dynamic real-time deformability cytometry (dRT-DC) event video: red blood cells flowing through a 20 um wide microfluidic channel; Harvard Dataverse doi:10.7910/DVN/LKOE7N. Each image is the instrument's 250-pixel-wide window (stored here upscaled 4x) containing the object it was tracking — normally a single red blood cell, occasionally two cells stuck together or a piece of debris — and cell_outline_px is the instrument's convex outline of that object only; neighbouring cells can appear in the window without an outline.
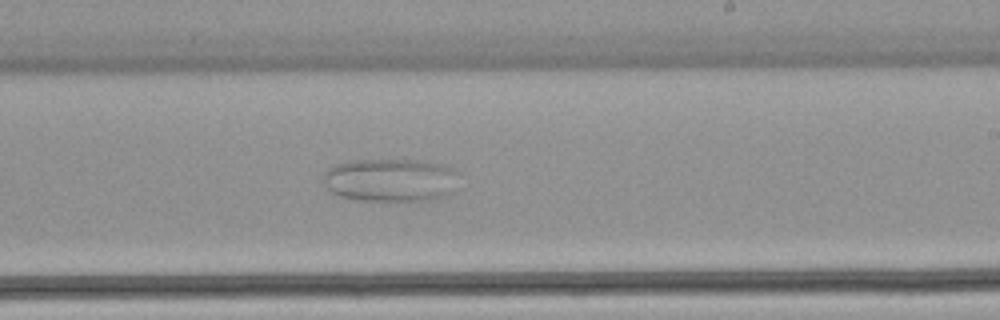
{"species": "common noctule bat (a hibernating species)", "species_latin": "Nyctalus noctula", "temperature_condition": "warm", "stored_images_in_passage": 53, "camera_frame_rate_fps": 3000, "um_per_image_px": 0.085, "animal": {"sex": "female", "body_mass_g": 22.7, "forearm_length_mm": 54.2}, "frame": {"image": 1, "passage_image": 32, "time_ms": 10.333, "image_size_px": [1000, 320], "cell_outline_px": [[456, 172], [452, 192], [448, 196], [432, 200], [360, 200], [340, 196], [332, 192], [324, 184], [324, 172], [328, 168], [336, 164], [352, 160], [416, 160], [444, 164], [452, 168]], "centroid_in_image_um": [33.18, 15.3], "position_along_channel_um": 255.8, "area_um2": 33.99}}